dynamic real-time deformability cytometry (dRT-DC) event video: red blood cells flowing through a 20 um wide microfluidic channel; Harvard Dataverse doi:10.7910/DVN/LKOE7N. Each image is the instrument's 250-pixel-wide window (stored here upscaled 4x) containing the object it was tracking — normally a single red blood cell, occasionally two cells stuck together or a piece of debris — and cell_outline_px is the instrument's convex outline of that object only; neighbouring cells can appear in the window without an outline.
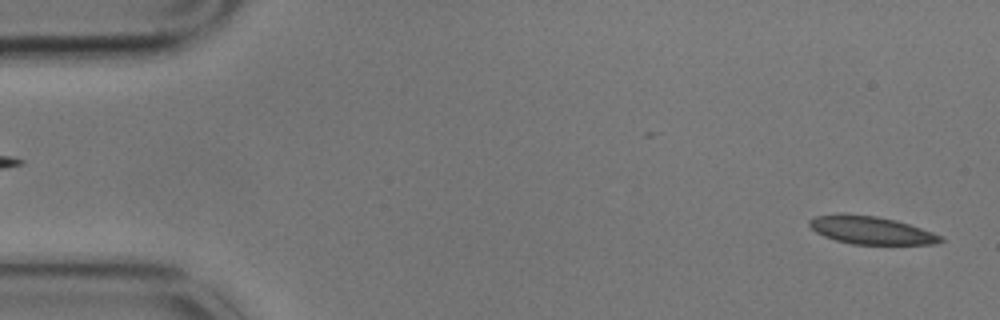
{"species": "common noctule bat (a hibernating species)", "species_latin": "Nyctalus noctula", "temperature_condition": "cold", "stored_images_in_passage": 5, "segment_of_instrument_passage": [2, 2], "camera_frame_rate_fps": 3000, "um_per_image_px": 0.085, "animal": {"sex": "male", "body_mass_g": 17.9}, "frame": {"image": 1, "passage_image": 5, "time_ms": 1.333, "image_size_px": [1000, 320], "cell_outline_px": [[944, 240], [936, 244], [852, 244], [836, 240], [824, 236], [816, 232], [808, 224], [808, 220], [816, 216], [876, 216], [896, 220], [944, 236]], "centroid_in_image_um": [74.11, 19.61], "position_along_channel_um": 10.9, "area_um2": 20.58}}